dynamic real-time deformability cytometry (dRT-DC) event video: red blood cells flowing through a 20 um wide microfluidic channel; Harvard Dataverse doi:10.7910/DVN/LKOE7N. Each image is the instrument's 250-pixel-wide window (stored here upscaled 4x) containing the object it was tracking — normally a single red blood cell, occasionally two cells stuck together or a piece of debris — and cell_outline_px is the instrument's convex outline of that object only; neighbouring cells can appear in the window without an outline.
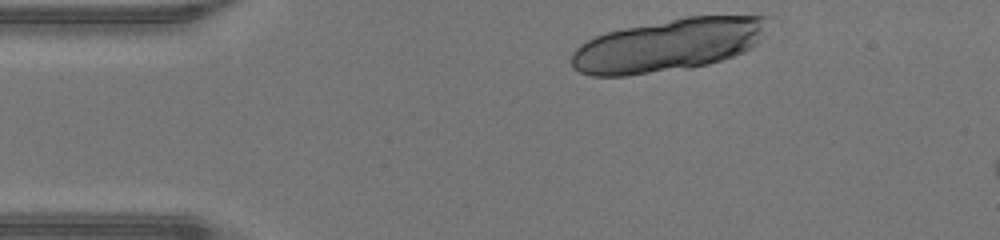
{"species": "human", "species_latin": "Homo sapiens", "temperature_condition": "warm", "stored_images_in_passage": 9, "camera_frame_rate_fps": 3000, "um_per_image_px": 0.085, "donor": {"sex": "male"}, "frame": {"image": 1, "passage_image": 1, "time_ms": 0.0, "image_size_px": [1000, 240], "cell_outline_px": [[768, 20], [756, 44], [752, 48], [744, 52], [708, 64], [692, 68], [628, 76], [592, 76], [580, 72], [572, 68], [572, 52], [580, 44], [596, 36], [608, 32], [624, 28], [688, 16], [764, 16]], "centroid_in_image_um": [56.75, 3.86], "position_along_channel_um": 28.3, "area_um2": 59.94}}